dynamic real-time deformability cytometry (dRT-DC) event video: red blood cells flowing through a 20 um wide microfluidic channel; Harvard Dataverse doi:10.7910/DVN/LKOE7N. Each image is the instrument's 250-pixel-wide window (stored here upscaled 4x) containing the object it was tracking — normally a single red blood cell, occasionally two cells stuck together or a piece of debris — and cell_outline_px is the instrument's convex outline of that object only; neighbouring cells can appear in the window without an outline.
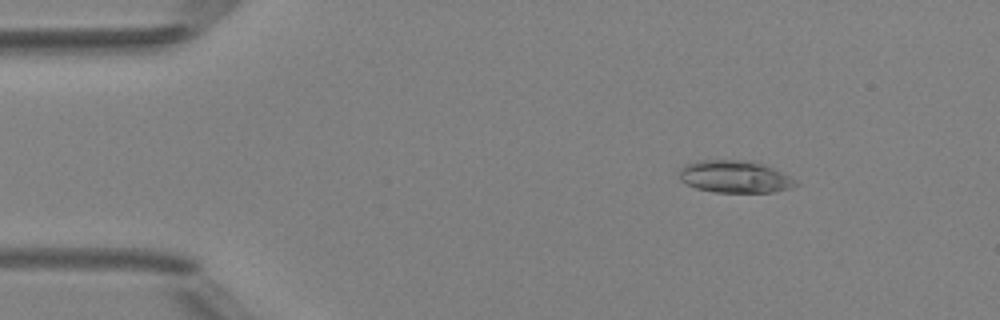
{"species": "Egyptian fruit bat (a non-hibernating species)", "species_latin": "Rousettus aegyptiacus", "temperature_condition": "room temperature", "stored_images_in_passage": 20, "camera_frame_rate_fps": 3000, "um_per_image_px": 0.085, "animal": {"sex": "female"}, "frame": {"image": 1, "passage_image": 6, "time_ms": 1.667, "image_size_px": [1000, 320], "cell_outline_px": [[800, 184], [792, 188], [772, 192], [716, 192], [696, 188], [680, 180], [680, 168], [696, 160], [756, 160], [796, 180]], "centroid_in_image_um": [62.48, 15.01], "position_along_channel_um": 22.5, "area_um2": 21.91}}
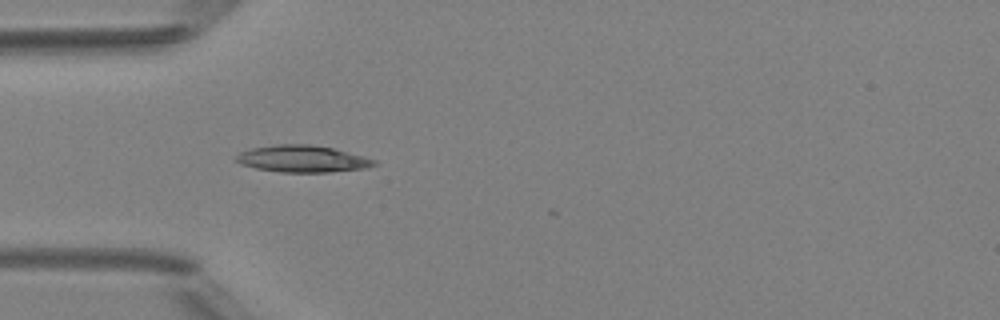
{"frame": {"image": 2, "passage_image": 14, "time_ms": 4.333, "image_size_px": [1000, 320], "cell_outline_px": [[376, 164], [364, 168], [328, 172], [280, 172], [256, 168], [240, 164], [236, 160], [236, 156], [240, 152], [252, 148], [276, 144], [312, 144], [332, 148], [376, 160]], "centroid_in_image_um": [25.66, 13.49], "position_along_channel_um": 59.3, "area_um2": 21.33}}
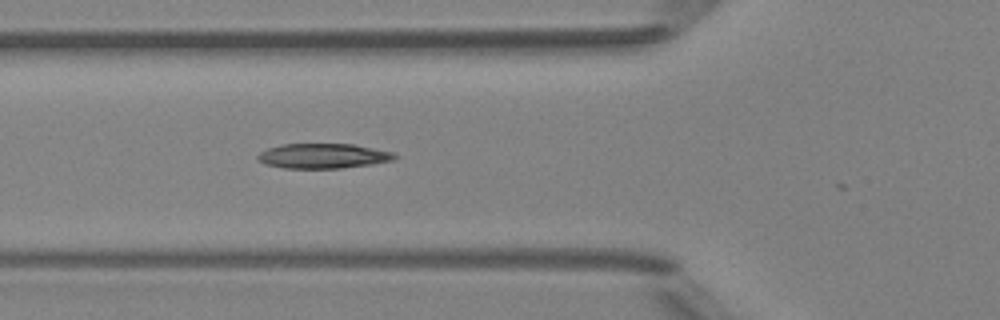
{"frame": {"image": 3, "passage_image": 17, "time_ms": 5.333, "image_size_px": [1000, 320], "cell_outline_px": [[396, 156], [392, 160], [372, 164], [340, 168], [284, 168], [264, 164], [256, 156], [260, 152], [268, 148], [280, 144], [352, 144], [396, 152]], "centroid_in_image_um": [27.46, 13.25], "position_along_channel_um": 98.3, "area_um2": 19.83}}